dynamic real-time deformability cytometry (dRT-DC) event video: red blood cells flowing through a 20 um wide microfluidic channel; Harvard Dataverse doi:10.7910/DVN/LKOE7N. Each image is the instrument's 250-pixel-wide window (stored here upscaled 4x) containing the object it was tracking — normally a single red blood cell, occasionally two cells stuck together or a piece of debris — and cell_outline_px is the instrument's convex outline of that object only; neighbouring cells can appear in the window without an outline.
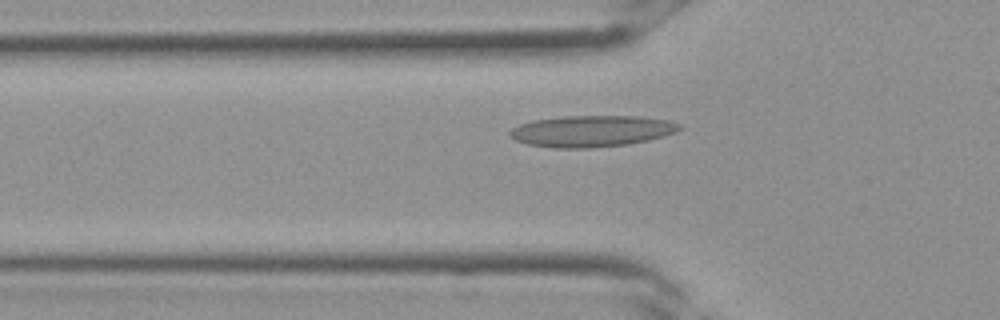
{"species": "Egyptian fruit bat (a non-hibernating species)", "species_latin": "Rousettus aegyptiacus", "temperature_condition": "room temperature", "stored_images_in_passage": 27, "camera_frame_rate_fps": 3000, "um_per_image_px": 0.085, "frame": {"image": 1, "passage_image": 8, "time_ms": 2.333, "image_size_px": [1000, 320], "cell_outline_px": [[684, 128], [676, 132], [664, 136], [648, 140], [628, 144], [592, 148], [552, 148], [528, 144], [516, 140], [508, 132], [512, 128], [520, 124], [532, 120], [564, 116], [640, 116], [668, 120], [680, 124]], "centroid_in_image_um": [50.32, 11.14], "position_along_channel_um": 75.5, "area_um2": 31.15}}
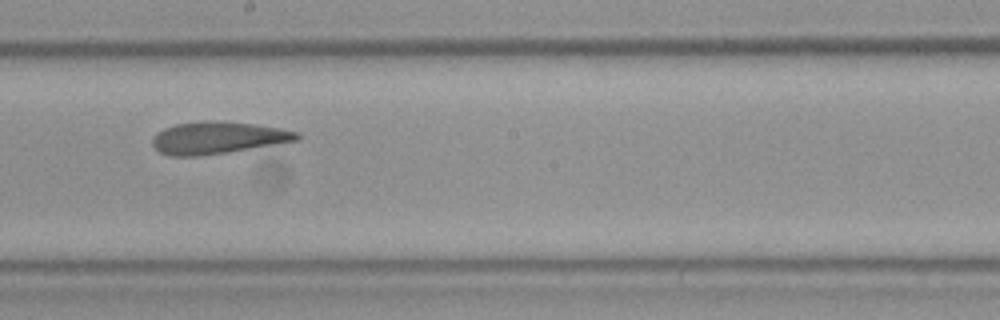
{"frame": {"image": 2, "passage_image": 16, "time_ms": 5.0, "image_size_px": [1000, 320], "cell_outline_px": [[300, 140], [228, 152], [200, 156], [168, 156], [160, 152], [152, 144], [152, 140], [156, 132], [164, 128], [176, 124], [204, 120], [208, 120], [256, 124], [280, 128], [300, 132]], "centroid_in_image_um": [18.51, 11.71], "position_along_channel_um": 229.7, "area_um2": 27.17}}
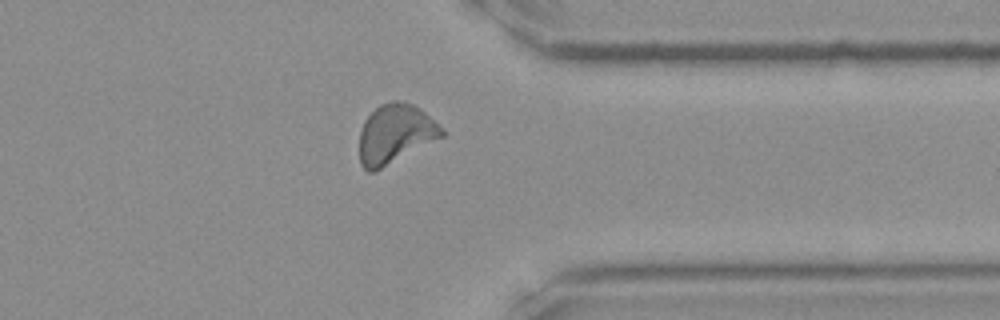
{"frame": {"image": 3, "passage_image": 24, "time_ms": 7.667, "image_size_px": [1000, 320], "cell_outline_px": [[444, 136], [376, 172], [368, 172], [360, 164], [360, 132], [364, 120], [380, 104], [392, 100], [400, 100], [412, 104], [420, 108], [444, 132]], "centroid_in_image_um": [33.56, 11.4], "position_along_channel_um": 377.8, "area_um2": 28.32}}